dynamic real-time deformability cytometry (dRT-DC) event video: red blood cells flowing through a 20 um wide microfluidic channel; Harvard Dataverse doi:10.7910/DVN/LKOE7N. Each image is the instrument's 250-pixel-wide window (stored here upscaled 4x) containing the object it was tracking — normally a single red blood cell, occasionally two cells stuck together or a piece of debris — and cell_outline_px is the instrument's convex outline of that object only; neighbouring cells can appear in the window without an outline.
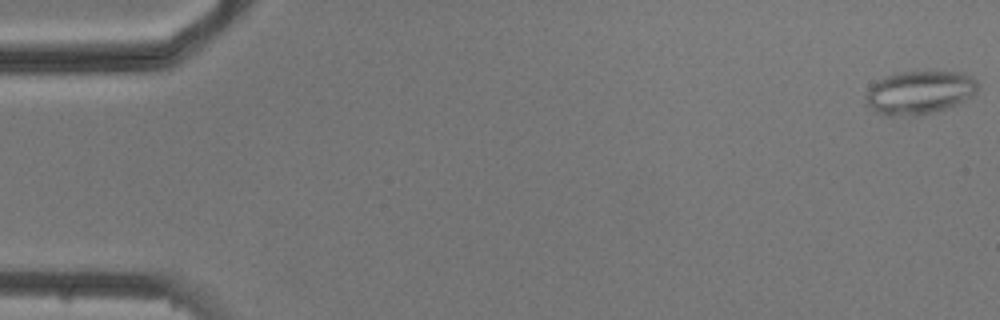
{"species": "common noctule bat (a hibernating species)", "species_latin": "Nyctalus noctula", "temperature_condition": "cold", "stored_images_in_passage": 6, "camera_frame_rate_fps": 3000, "um_per_image_px": 0.085, "animal": {"sex": "male", "body_mass_g": 20.5, "forearm_length_mm": 52.5}, "frame": {"image": 1, "passage_image": 1, "time_ms": 0.0, "image_size_px": [1000, 320], "cell_outline_px": [[980, 88], [972, 96], [956, 104], [936, 112], [916, 116], [888, 116], [876, 112], [868, 104], [864, 96], [868, 88], [876, 80], [884, 76], [896, 72], [964, 72], [972, 76], [980, 84]], "centroid_in_image_um": [78.16, 7.86], "position_along_channel_um": 6.8, "area_um2": 28.73}}